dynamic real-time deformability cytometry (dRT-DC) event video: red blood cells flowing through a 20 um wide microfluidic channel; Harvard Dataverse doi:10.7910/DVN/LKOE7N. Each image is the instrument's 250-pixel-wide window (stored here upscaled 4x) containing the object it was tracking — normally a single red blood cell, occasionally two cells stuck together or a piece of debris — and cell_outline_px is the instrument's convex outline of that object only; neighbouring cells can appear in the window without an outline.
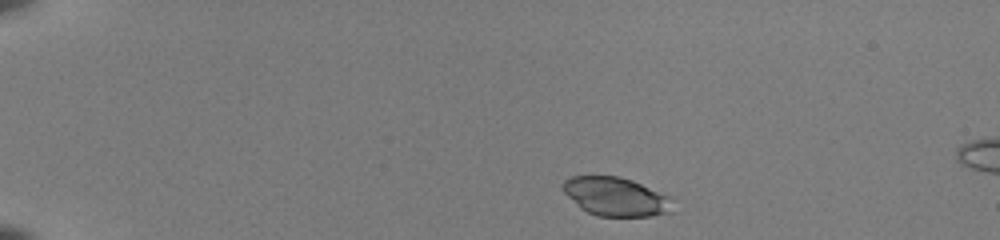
{"species": "common noctule bat (a hibernating species)", "species_latin": "Nyctalus noctula", "temperature_condition": "room temperature", "stored_images_in_passage": 43, "camera_frame_rate_fps": 3000, "um_per_image_px": 0.085, "animal": {"sex": "female", "body_mass_g": 22.0, "forearm_length_mm": 56.7}, "frame": {"image": 1, "passage_image": 1, "time_ms": 0.0, "image_size_px": [1000, 240], "cell_outline_px": [[668, 196], [664, 212], [648, 216], [600, 216], [588, 212], [580, 208], [564, 192], [564, 180], [572, 176], [620, 176], [632, 180]], "centroid_in_image_um": [52.21, 16.69], "position_along_channel_um": 32.8, "area_um2": 23.7}}
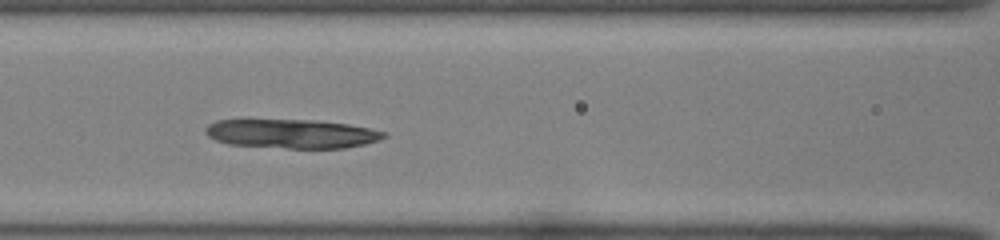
{"frame": {"image": 2, "passage_image": 16, "time_ms": 5.0, "image_size_px": [1000, 240], "cell_outline_px": [[388, 136], [364, 144], [344, 148], [288, 148], [228, 144], [216, 140], [208, 136], [204, 132], [208, 124], [216, 120], [316, 120], [348, 124], [388, 132]], "centroid_in_image_um": [24.8, 11.36], "position_along_channel_um": 141.8, "area_um2": 30.06}}
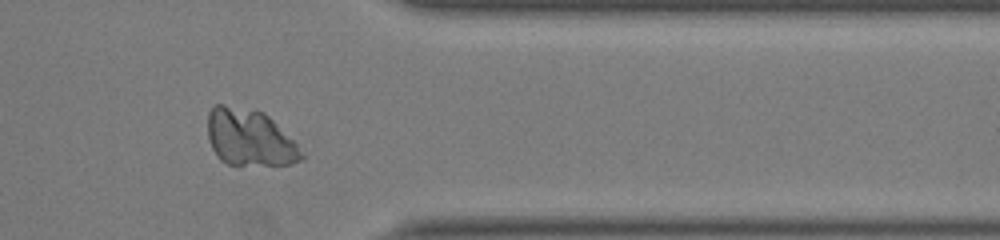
{"frame": {"image": 3, "passage_image": 35, "time_ms": 11.333, "image_size_px": [1000, 240], "cell_outline_px": [[304, 156], [300, 160], [288, 164], [228, 164], [220, 160], [216, 156], [208, 140], [208, 112], [212, 104], [224, 104], [264, 112], [296, 144]], "centroid_in_image_um": [21.14, 11.68], "position_along_channel_um": 390.3, "area_um2": 30.58}}